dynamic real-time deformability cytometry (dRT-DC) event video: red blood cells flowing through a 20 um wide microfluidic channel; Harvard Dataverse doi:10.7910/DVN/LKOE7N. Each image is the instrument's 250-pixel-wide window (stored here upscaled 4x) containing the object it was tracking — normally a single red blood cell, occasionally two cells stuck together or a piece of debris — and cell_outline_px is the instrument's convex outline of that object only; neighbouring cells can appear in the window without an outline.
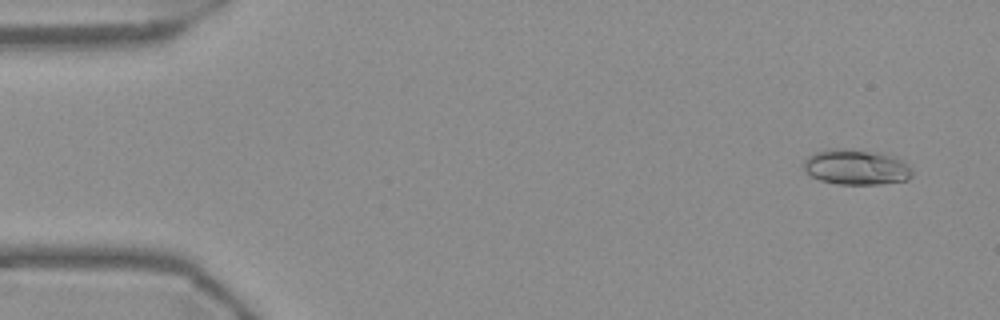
{"species": "Egyptian fruit bat (a non-hibernating species)", "species_latin": "Rousettus aegyptiacus", "temperature_condition": "warm", "stored_images_in_passage": 55, "camera_frame_rate_fps": 3000, "um_per_image_px": 0.085, "frame": {"image": 1, "passage_image": 4, "time_ms": 1.0, "image_size_px": [1000, 320], "cell_outline_px": [[912, 176], [908, 180], [880, 184], [836, 184], [820, 180], [804, 172], [804, 160], [808, 156], [816, 152], [836, 148], [852, 148], [880, 152], [900, 156], [912, 168]], "centroid_in_image_um": [72.83, 14.19], "position_along_channel_um": 12.2, "area_um2": 22.95}}
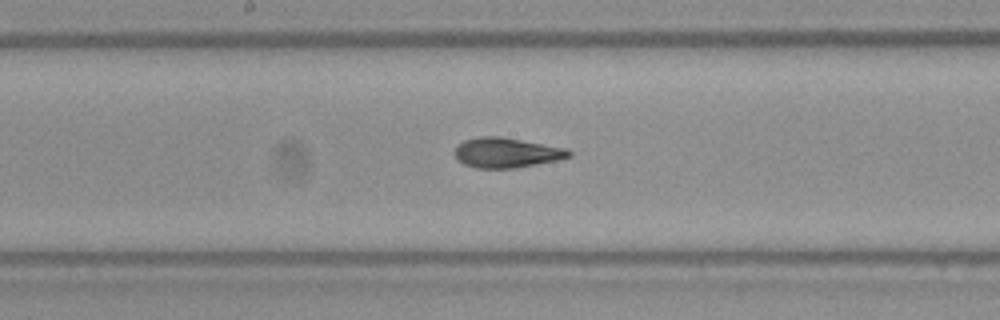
{"frame": {"image": 2, "passage_image": 29, "time_ms": 9.333, "image_size_px": [1000, 320], "cell_outline_px": [[572, 156], [560, 160], [516, 168], [476, 168], [464, 164], [456, 160], [452, 152], [456, 144], [464, 140], [480, 136], [500, 136], [568, 148], [572, 152]], "centroid_in_image_um": [43.03, 12.98], "position_along_channel_um": 205.2, "area_um2": 20.46}}
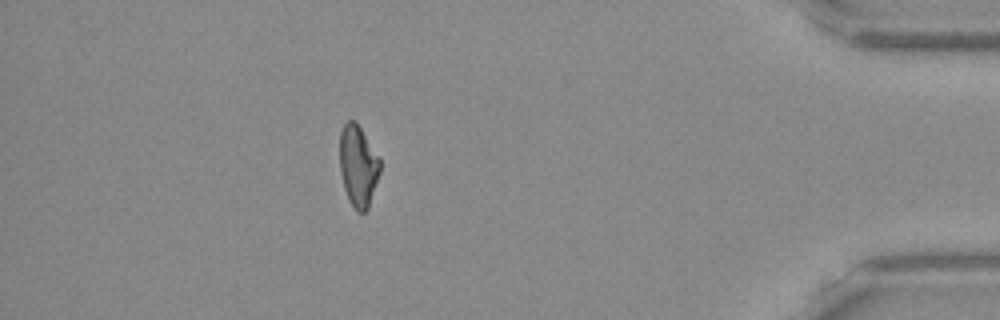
{"frame": {"image": 3, "passage_image": 49, "time_ms": 16.0, "image_size_px": [1000, 320], "cell_outline_px": [[380, 172], [368, 208], [364, 212], [356, 212], [348, 200], [344, 188], [340, 172], [340, 132], [344, 124], [348, 120], [356, 120], [380, 156]], "centroid_in_image_um": [30.45, 14.08], "position_along_channel_um": 404.8, "area_um2": 19.42}, "authors_computed_cell_mechanics": {"area_um2": 20.0566, "velocity_mm_per_s": 3.7308, "shape_relaxation_time_tau1_ms": 5.1456, "shape_relaxation_time_tau2_ms": 2.794, "deformation_change_tau1": 0.1793, "deformation_change_tau2": 0.087}}